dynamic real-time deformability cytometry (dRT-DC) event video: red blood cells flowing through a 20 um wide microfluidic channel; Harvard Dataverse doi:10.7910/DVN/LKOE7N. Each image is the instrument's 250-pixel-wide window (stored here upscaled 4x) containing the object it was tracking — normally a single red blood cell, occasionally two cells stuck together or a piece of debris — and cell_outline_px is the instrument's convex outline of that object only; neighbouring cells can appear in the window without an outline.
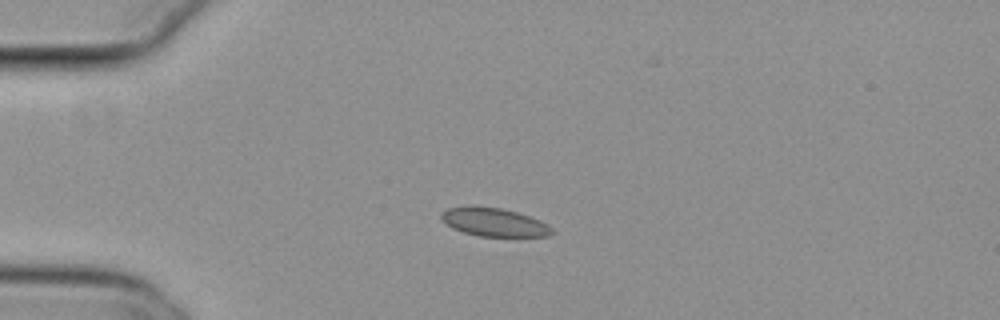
{"species": "common noctule bat (a hibernating species)", "species_latin": "Nyctalus noctula", "temperature_condition": "cold", "stored_images_in_passage": 9, "camera_frame_rate_fps": 3000, "um_per_image_px": 0.085, "animal": {"sex": "female", "body_mass_g": 29.2, "forearm_length_mm": 56.3}, "frame": {"image": 1, "passage_image": 6, "time_ms": 1.667, "image_size_px": [1000, 320], "cell_outline_px": [[556, 232], [548, 236], [480, 236], [464, 232], [452, 228], [440, 216], [440, 212], [448, 208], [472, 204], [500, 208], [516, 212], [540, 220], [548, 224]], "centroid_in_image_um": [41.99, 18.86], "position_along_channel_um": 43.0, "area_um2": 18.44}}